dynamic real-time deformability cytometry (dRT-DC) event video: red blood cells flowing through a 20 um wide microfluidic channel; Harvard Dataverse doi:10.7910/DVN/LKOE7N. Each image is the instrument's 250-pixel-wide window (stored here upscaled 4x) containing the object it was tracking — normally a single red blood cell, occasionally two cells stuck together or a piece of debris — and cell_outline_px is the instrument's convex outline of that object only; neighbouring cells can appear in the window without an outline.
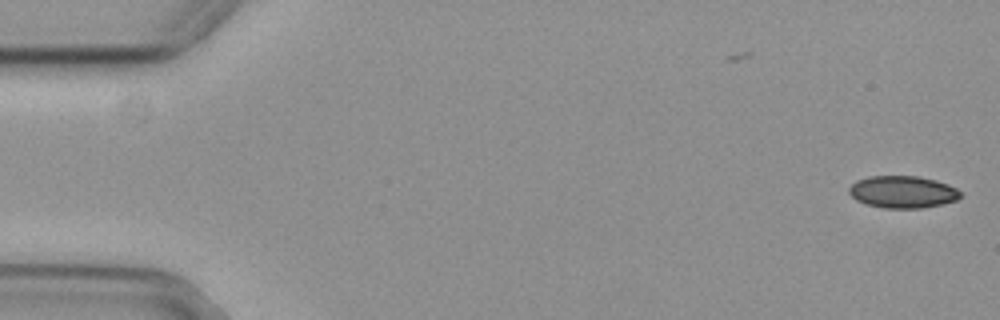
{"species": "common noctule bat (a hibernating species)", "species_latin": "Nyctalus noctula", "temperature_condition": "cold", "stored_images_in_passage": 46, "camera_frame_rate_fps": 3000, "um_per_image_px": 0.085, "animal": {"sex": "female", "body_mass_g": 29.2, "forearm_length_mm": 56.3}, "frame": {"image": 1, "passage_image": 1, "time_ms": 0.0, "image_size_px": [1000, 320], "cell_outline_px": [[960, 196], [956, 200], [940, 204], [920, 208], [884, 208], [864, 204], [856, 200], [848, 192], [848, 188], [856, 180], [868, 176], [920, 176], [936, 180], [948, 184], [956, 188], [960, 192]], "centroid_in_image_um": [76.69, 16.3], "position_along_channel_um": 8.3, "area_um2": 20.92}}
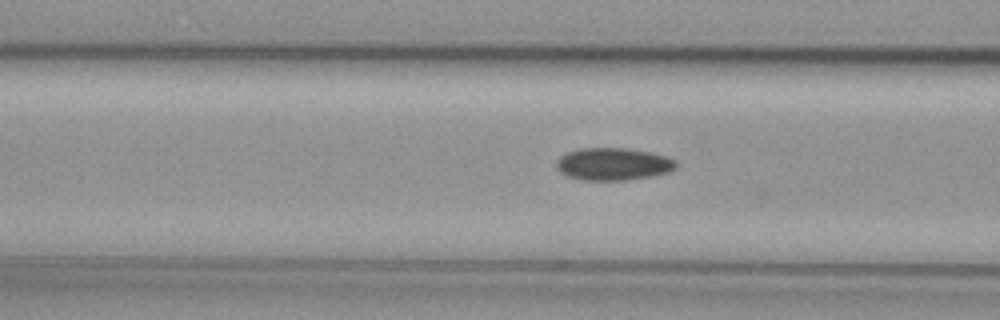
{"frame": {"image": 2, "passage_image": 21, "time_ms": 6.667, "image_size_px": [1000, 320], "cell_outline_px": [[680, 164], [676, 168], [668, 172], [656, 176], [628, 180], [580, 180], [568, 176], [560, 172], [556, 168], [556, 160], [560, 156], [568, 152], [580, 148], [624, 148], [648, 152], [668, 156], [676, 160]], "centroid_in_image_um": [52.16, 13.95], "position_along_channel_um": 114.4, "area_um2": 22.95}}
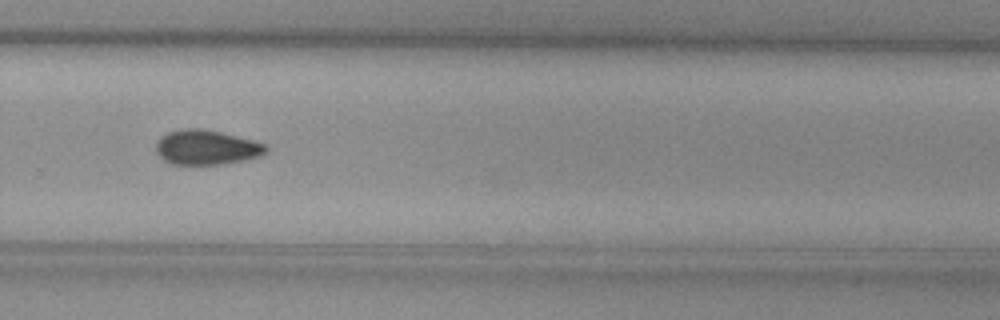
{"frame": {"image": 3, "passage_image": 37, "time_ms": 12.0, "image_size_px": [1000, 320], "cell_outline_px": [[268, 152], [260, 156], [244, 160], [220, 164], [172, 164], [164, 160], [156, 152], [156, 140], [160, 136], [168, 132], [184, 128], [200, 128], [220, 132], [268, 144]], "centroid_in_image_um": [17.55, 12.52], "position_along_channel_um": 312.3, "area_um2": 22.31}}